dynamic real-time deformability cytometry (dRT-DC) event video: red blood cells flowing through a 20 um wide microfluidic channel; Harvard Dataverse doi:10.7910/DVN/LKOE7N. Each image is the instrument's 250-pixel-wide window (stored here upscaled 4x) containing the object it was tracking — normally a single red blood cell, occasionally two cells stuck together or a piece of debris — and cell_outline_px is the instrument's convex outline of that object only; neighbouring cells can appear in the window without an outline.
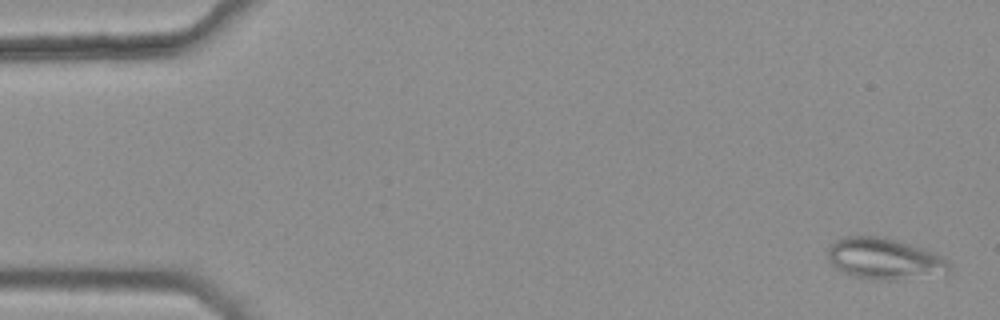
{"species": "common noctule bat (a hibernating species)", "species_latin": "Nyctalus noctula", "temperature_condition": "warm", "stored_images_in_passage": 5, "camera_frame_rate_fps": 3000, "um_per_image_px": 0.085, "animal": {"sex": "female", "body_mass_g": 25.1}, "frame": {"image": 1, "passage_image": 1, "time_ms": 0.0, "image_size_px": [1000, 320], "cell_outline_px": [[952, 272], [896, 280], [884, 280], [856, 276], [844, 272], [836, 268], [828, 260], [828, 248], [836, 240], [848, 236], [884, 236], [924, 248], [936, 252], [944, 256], [952, 264]], "centroid_in_image_um": [75.25, 21.98], "position_along_channel_um": 9.7, "area_um2": 29.36}}